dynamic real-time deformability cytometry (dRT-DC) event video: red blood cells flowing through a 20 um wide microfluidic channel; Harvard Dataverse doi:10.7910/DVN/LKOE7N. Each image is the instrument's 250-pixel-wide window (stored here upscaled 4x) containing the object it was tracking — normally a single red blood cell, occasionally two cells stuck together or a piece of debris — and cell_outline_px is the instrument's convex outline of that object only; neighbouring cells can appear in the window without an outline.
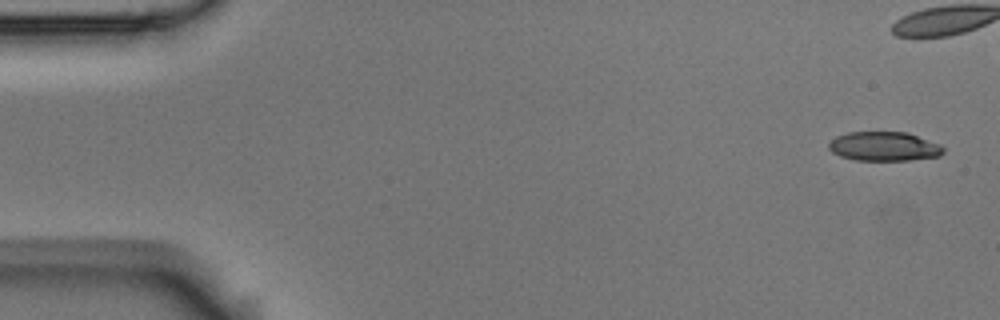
{"species": "Egyptian fruit bat (a non-hibernating species)", "species_latin": "Rousettus aegyptiacus", "temperature_condition": "room temperature", "stored_images_in_passage": 6, "camera_frame_rate_fps": 3000, "um_per_image_px": 0.085, "animal": {"sex": "male"}, "frame": {"image": 1, "passage_image": 1, "time_ms": 0.0, "image_size_px": [1000, 320], "cell_outline_px": [[944, 152], [940, 156], [908, 160], [856, 160], [840, 156], [832, 152], [828, 148], [828, 144], [836, 136], [848, 132], [908, 132], [940, 144], [944, 148]], "centroid_in_image_um": [75.15, 12.44], "position_along_channel_um": 9.8, "area_um2": 19.54}}